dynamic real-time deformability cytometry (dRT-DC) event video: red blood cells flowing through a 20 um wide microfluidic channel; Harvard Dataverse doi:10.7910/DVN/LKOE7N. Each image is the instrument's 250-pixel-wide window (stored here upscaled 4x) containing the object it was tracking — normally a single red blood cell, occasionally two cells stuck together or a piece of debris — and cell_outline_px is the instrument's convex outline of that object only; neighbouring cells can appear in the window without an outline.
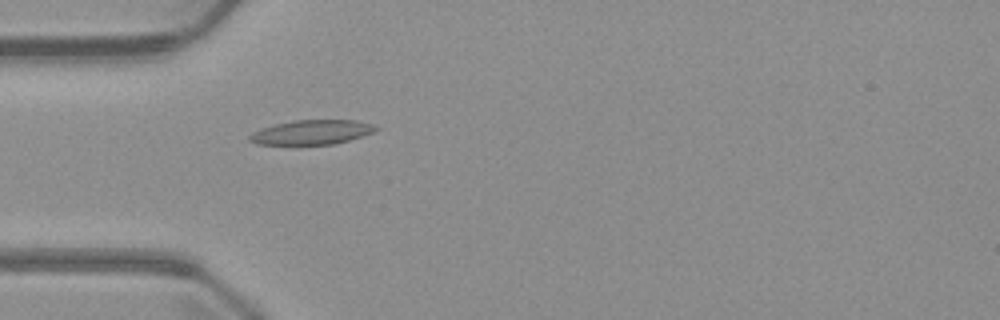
{"species": "common noctule bat (a hibernating species)", "species_latin": "Nyctalus noctula", "temperature_condition": "warm", "stored_images_in_passage": 4, "camera_frame_rate_fps": 3000, "um_per_image_px": 0.085, "animal": {"sex": "male", "body_mass_g": 23.1, "forearm_length_mm": 52.7}, "frame": {"image": 1, "passage_image": 4, "time_ms": 3.667, "image_size_px": [1000, 320], "cell_outline_px": [[380, 128], [372, 132], [336, 144], [256, 144], [248, 140], [248, 136], [252, 132], [260, 128], [276, 124], [296, 120], [356, 120], [372, 124]], "centroid_in_image_um": [26.46, 11.23], "position_along_channel_um": 58.5, "area_um2": 17.86}}